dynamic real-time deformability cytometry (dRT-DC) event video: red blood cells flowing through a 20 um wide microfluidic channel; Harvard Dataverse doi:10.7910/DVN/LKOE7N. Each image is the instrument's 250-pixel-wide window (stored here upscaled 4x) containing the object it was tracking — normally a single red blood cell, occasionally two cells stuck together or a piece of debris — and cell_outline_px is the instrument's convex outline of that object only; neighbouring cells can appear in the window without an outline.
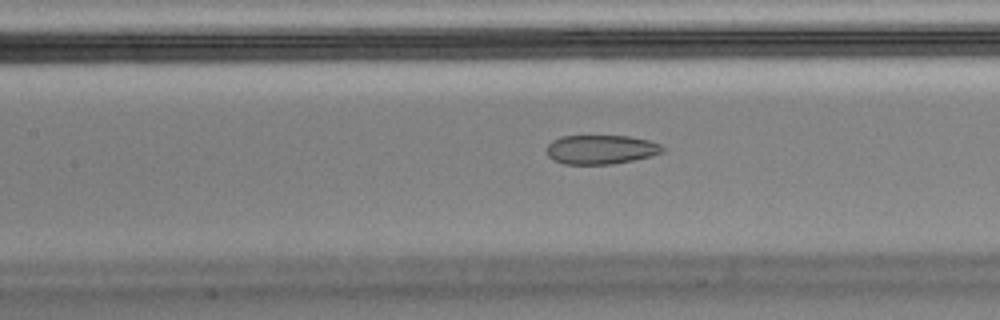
{"species": "Egyptian fruit bat (a non-hibernating species)", "species_latin": "Rousettus aegyptiacus", "temperature_condition": "cold", "stored_images_in_passage": 51, "camera_frame_rate_fps": 3000, "um_per_image_px": 0.085, "animal": {"sex": "male"}, "frame": {"image": 1, "passage_image": 22, "time_ms": 7.0, "image_size_px": [1000, 320], "cell_outline_px": [[664, 152], [652, 156], [612, 164], [564, 164], [552, 160], [548, 156], [548, 144], [552, 140], [560, 136], [628, 136], [648, 140], [660, 144], [664, 148]], "centroid_in_image_um": [51.08, 12.71], "position_along_channel_um": 156.3, "area_um2": 19.71}}
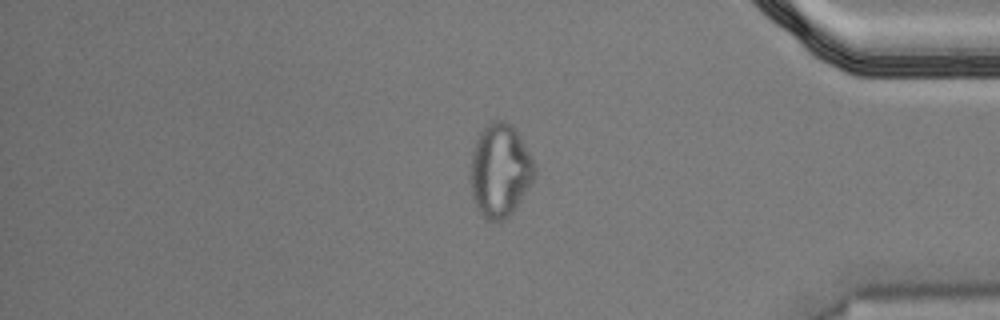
{"frame": {"image": 2, "passage_image": 44, "time_ms": 14.333, "image_size_px": [1000, 320], "cell_outline_px": [[536, 176], [512, 212], [504, 220], [488, 220], [480, 216], [476, 208], [472, 196], [468, 180], [468, 176], [472, 152], [476, 140], [480, 132], [492, 120], [504, 120], [512, 124], [520, 136], [536, 164]], "centroid_in_image_um": [42.47, 14.49], "position_along_channel_um": 392.7, "area_um2": 35.43}, "authors_computed_cell_mechanics": {"area_um2": 22.0218, "velocity_mm_per_s": 3.5944, "shape_relaxation_time_tau1_ms": null, "shape_relaxation_time_tau2_ms": 1.4657, "deformation_change_tau1": null, "deformation_change_tau2": 0.0705}}